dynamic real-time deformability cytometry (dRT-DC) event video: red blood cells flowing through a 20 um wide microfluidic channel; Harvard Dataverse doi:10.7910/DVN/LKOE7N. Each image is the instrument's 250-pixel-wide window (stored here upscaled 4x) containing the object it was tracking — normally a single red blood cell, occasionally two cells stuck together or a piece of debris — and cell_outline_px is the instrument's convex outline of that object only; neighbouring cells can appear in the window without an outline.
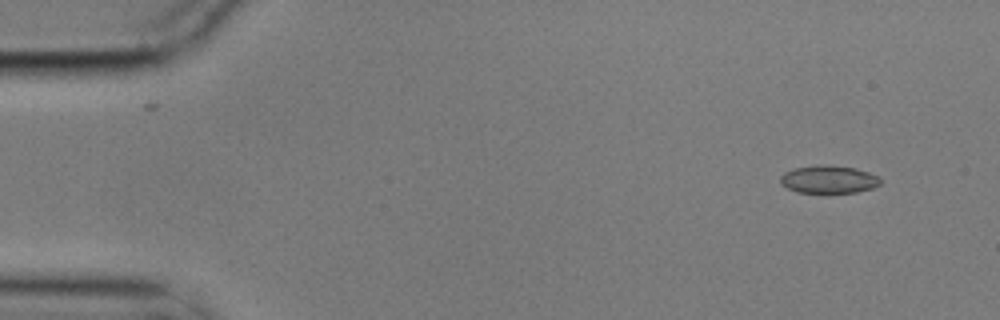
{"species": "common noctule bat (a hibernating species)", "species_latin": "Nyctalus noctula", "temperature_condition": "cold", "stored_images_in_passage": 6, "camera_frame_rate_fps": 3000, "um_per_image_px": 0.085, "animal": {"sex": "male", "body_mass_g": 17.9}, "frame": {"image": 1, "passage_image": 2, "time_ms": 0.333, "image_size_px": [1000, 320], "cell_outline_px": [[880, 184], [872, 188], [856, 192], [796, 192], [780, 184], [780, 176], [784, 172], [792, 168], [856, 168], [880, 176]], "centroid_in_image_um": [70.44, 15.3], "position_along_channel_um": 14.6, "area_um2": 15.32}}
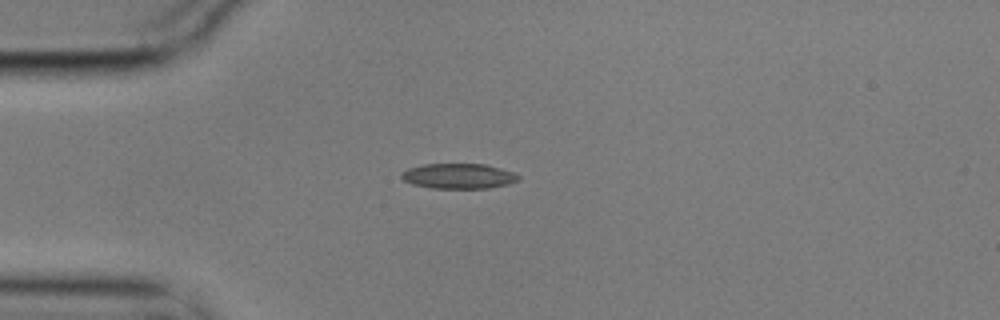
{"frame": {"image": 2, "passage_image": 5, "time_ms": 1.333, "image_size_px": [1000, 320], "cell_outline_px": [[520, 180], [508, 184], [488, 188], [432, 188], [412, 184], [404, 180], [400, 176], [400, 172], [408, 168], [424, 164], [484, 164], [500, 168], [512, 172], [520, 176]], "centroid_in_image_um": [38.96, 14.96], "position_along_channel_um": 46.0, "area_um2": 17.17}}
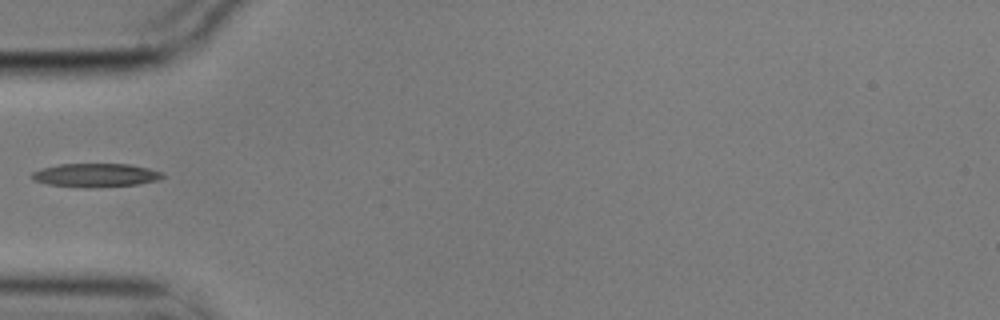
{"frame": {"image": 3, "passage_image": 6, "time_ms": 1.667, "image_size_px": [1000, 320], "cell_outline_px": [[164, 176], [160, 180], [136, 184], [92, 188], [84, 188], [48, 184], [32, 180], [28, 176], [32, 172], [44, 168], [60, 164], [128, 164], [148, 168], [160, 172]], "centroid_in_image_um": [8.09, 14.9], "position_along_channel_um": 76.9, "area_um2": 17.98}}